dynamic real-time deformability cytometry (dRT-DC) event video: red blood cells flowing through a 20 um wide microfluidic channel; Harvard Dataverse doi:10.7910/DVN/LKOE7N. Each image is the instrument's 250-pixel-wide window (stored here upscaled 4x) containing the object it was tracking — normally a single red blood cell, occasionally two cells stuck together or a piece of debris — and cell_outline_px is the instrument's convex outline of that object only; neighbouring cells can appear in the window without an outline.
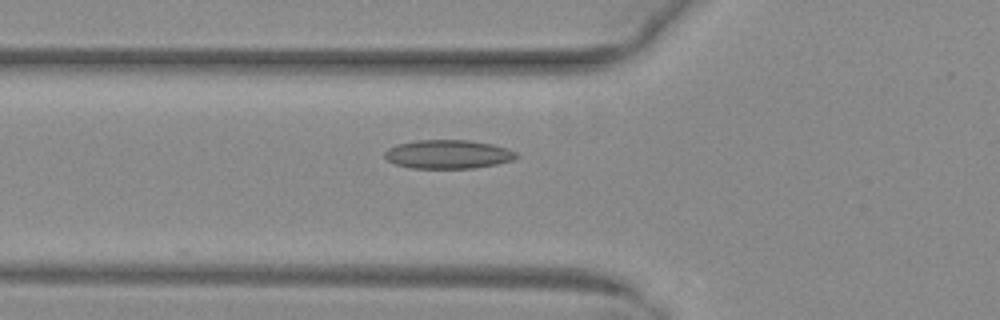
{"species": "common noctule bat (a hibernating species)", "species_latin": "Nyctalus noctula", "temperature_condition": "warm", "stored_images_in_passage": 47, "camera_frame_rate_fps": 3000, "um_per_image_px": 0.085, "animal": {"sex": "female", "body_mass_g": 29.2, "forearm_length_mm": 56.3}, "frame": {"image": 1, "passage_image": 16, "time_ms": 5.0, "image_size_px": [1000, 320], "cell_outline_px": [[520, 156], [512, 160], [496, 164], [472, 168], [408, 168], [396, 164], [388, 160], [384, 156], [384, 152], [388, 148], [396, 144], [416, 140], [468, 140], [492, 144], [508, 148], [516, 152]], "centroid_in_image_um": [38.08, 13.11], "position_along_channel_um": 87.7, "area_um2": 22.14}}
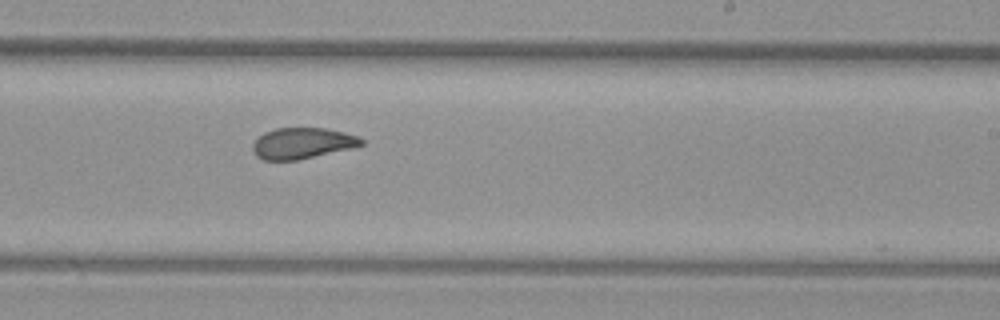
{"frame": {"image": 2, "passage_image": 29, "time_ms": 9.333, "image_size_px": [1000, 320], "cell_outline_px": [[364, 144], [352, 148], [296, 160], [264, 160], [256, 156], [252, 148], [252, 144], [264, 132], [276, 128], [324, 128], [344, 132], [360, 136], [364, 140]], "centroid_in_image_um": [25.71, 12.17], "position_along_channel_um": 263.3, "area_um2": 19.59}}
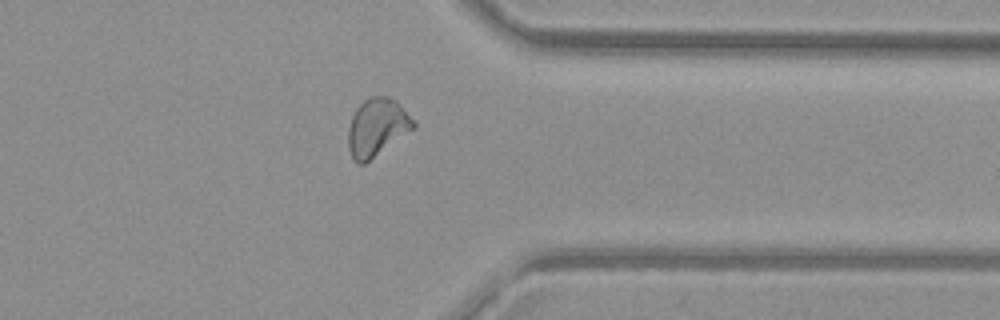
{"frame": {"image": 3, "passage_image": 38, "time_ms": 12.333, "image_size_px": [1000, 320], "cell_outline_px": [[416, 128], [364, 164], [356, 164], [352, 160], [348, 148], [348, 128], [352, 116], [356, 108], [364, 100], [372, 96], [388, 96], [396, 100], [400, 104], [416, 124]], "centroid_in_image_um": [32.03, 10.84], "position_along_channel_um": 379.4, "area_um2": 22.14}, "authors_computed_cell_mechanics": {"area_um2": 21.386, "velocity_mm_per_s": 4.0472, "shape_relaxation_time_tau1_ms": 10.5832, "shape_relaxation_time_tau2_ms": 1.5641, "deformation_change_tau1": 0.2311, "deformation_change_tau2": 0.0702}}